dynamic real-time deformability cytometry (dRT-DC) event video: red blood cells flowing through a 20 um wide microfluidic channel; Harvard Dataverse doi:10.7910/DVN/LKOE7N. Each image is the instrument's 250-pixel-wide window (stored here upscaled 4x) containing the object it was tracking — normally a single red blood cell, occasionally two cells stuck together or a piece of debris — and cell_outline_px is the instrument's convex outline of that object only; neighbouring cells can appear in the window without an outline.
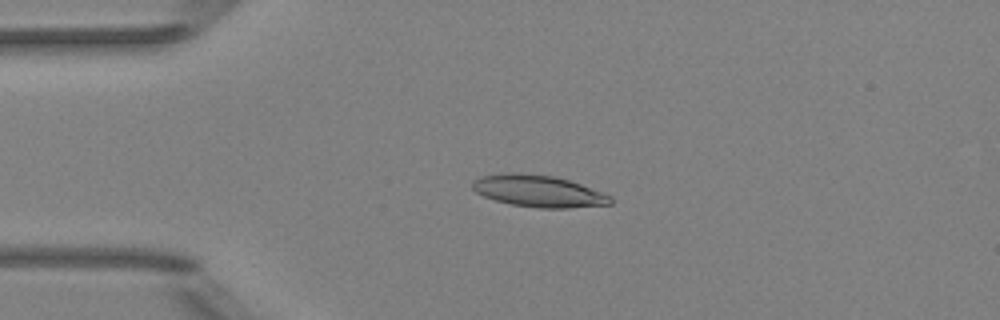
{"species": "Egyptian fruit bat (a non-hibernating species)", "species_latin": "Rousettus aegyptiacus", "temperature_condition": "room temperature", "stored_images_in_passage": 6, "camera_frame_rate_fps": 3000, "um_per_image_px": 0.085, "animal": {"sex": "female"}, "frame": {"image": 1, "passage_image": 3, "time_ms": 2.333, "image_size_px": [1000, 320], "cell_outline_px": [[612, 204], [568, 208], [540, 208], [512, 204], [496, 200], [484, 196], [476, 192], [472, 188], [472, 180], [480, 176], [500, 172], [520, 172], [556, 176], [580, 184], [612, 196]], "centroid_in_image_um": [45.73, 16.22], "position_along_channel_um": 39.3, "area_um2": 25.78}}
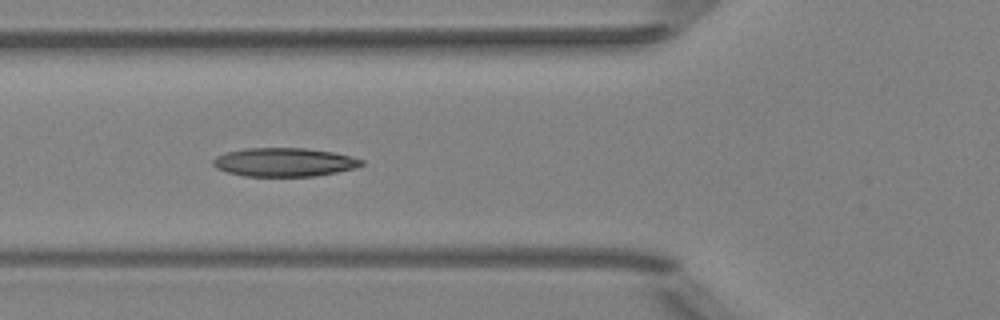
{"frame": {"image": 2, "passage_image": 5, "time_ms": 4.667, "image_size_px": [1000, 320], "cell_outline_px": [[364, 164], [356, 168], [316, 176], [244, 176], [228, 172], [216, 168], [212, 164], [212, 160], [216, 156], [224, 152], [244, 148], [304, 148], [332, 152], [352, 156], [364, 160]], "centroid_in_image_um": [24.15, 13.78], "position_along_channel_um": 101.7, "area_um2": 24.91}}
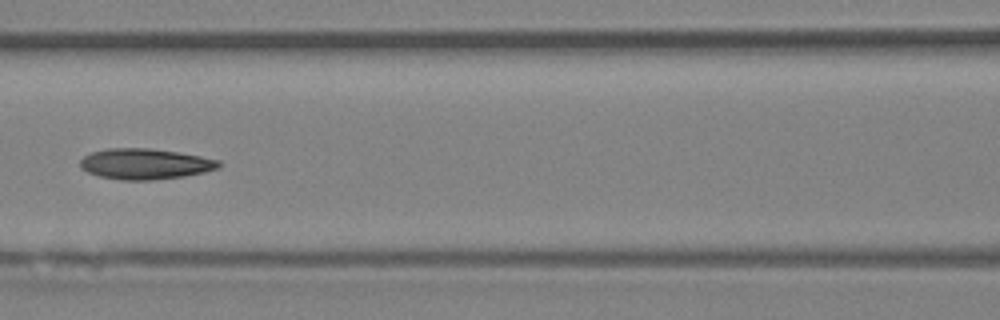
{"frame": {"image": 3, "passage_image": 6, "time_ms": 6.0, "image_size_px": [1000, 320], "cell_outline_px": [[220, 168], [204, 172], [184, 176], [152, 180], [120, 180], [100, 176], [88, 172], [80, 168], [80, 160], [84, 156], [92, 152], [108, 148], [148, 148], [176, 152], [200, 156], [220, 160]], "centroid_in_image_um": [12.32, 13.93], "position_along_channel_um": 154.3, "area_um2": 24.74}}